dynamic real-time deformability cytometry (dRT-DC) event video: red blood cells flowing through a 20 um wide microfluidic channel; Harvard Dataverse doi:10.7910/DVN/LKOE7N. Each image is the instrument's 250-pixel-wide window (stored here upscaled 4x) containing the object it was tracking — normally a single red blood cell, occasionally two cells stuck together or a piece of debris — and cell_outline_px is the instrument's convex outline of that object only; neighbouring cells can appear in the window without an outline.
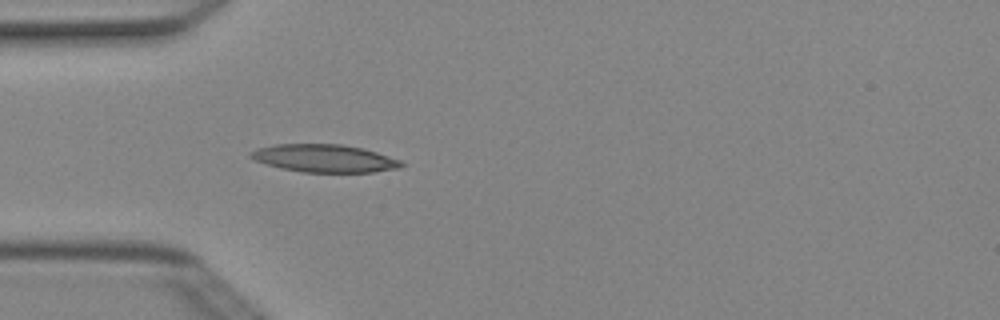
{"species": "Egyptian fruit bat (a non-hibernating species)", "species_latin": "Rousettus aegyptiacus", "temperature_condition": "cold", "stored_images_in_passage": 4, "camera_frame_rate_fps": 3000, "um_per_image_px": 0.085, "animal": {"sex": "female"}, "frame": {"image": 1, "passage_image": 4, "time_ms": 1.0, "image_size_px": [1000, 320], "cell_outline_px": [[404, 164], [400, 168], [372, 172], [304, 172], [280, 168], [256, 160], [248, 156], [248, 152], [256, 148], [276, 144], [340, 144], [364, 148], [400, 160]], "centroid_in_image_um": [27.56, 13.45], "position_along_channel_um": 57.4, "area_um2": 24.33}}